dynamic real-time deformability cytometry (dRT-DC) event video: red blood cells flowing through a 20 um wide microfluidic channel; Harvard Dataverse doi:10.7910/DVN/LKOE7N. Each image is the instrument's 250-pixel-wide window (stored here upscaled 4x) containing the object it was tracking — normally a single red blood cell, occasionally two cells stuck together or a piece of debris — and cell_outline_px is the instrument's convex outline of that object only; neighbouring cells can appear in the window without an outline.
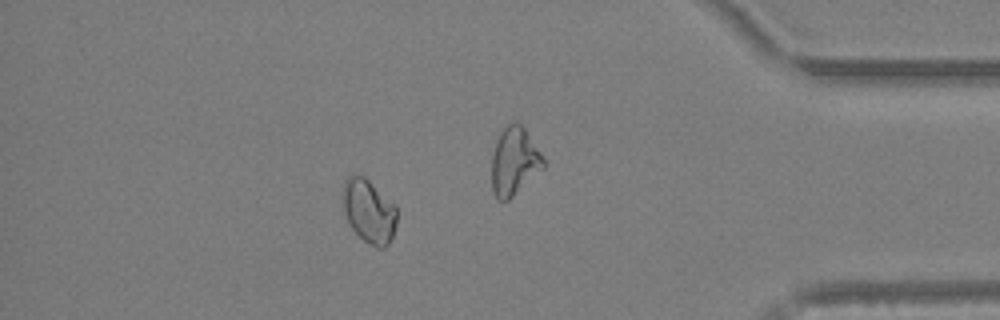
{"species": "Egyptian fruit bat (a non-hibernating species)", "species_latin": "Rousettus aegyptiacus", "temperature_condition": "warm", "stored_images_in_passage": 39, "camera_frame_rate_fps": 3000, "um_per_image_px": 0.085, "animal": {"sex": "female"}, "frame": {"image": 1, "passage_image": 34, "time_ms": 11.0, "image_size_px": [1000, 320], "cell_outline_px": [[396, 224], [392, 236], [388, 244], [384, 248], [376, 248], [364, 240], [352, 228], [340, 204], [340, 196], [344, 180], [348, 176], [356, 172], [364, 176], [396, 204]], "centroid_in_image_um": [31.31, 17.88], "position_along_channel_um": 403.9, "area_um2": 20.58}}